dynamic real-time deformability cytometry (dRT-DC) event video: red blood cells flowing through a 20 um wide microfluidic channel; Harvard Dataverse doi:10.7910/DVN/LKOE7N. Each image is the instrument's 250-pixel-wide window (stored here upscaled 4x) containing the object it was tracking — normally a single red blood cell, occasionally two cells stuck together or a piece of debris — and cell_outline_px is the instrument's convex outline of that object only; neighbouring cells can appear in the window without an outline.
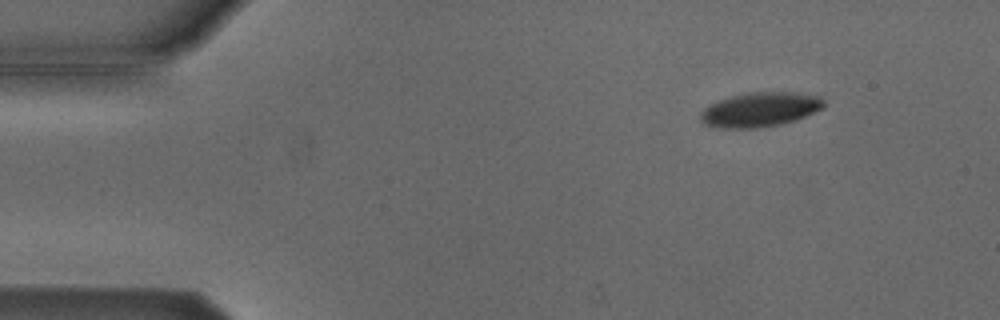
{"species": "Egyptian fruit bat (a non-hibernating species)", "species_latin": "Rousettus aegyptiacus", "temperature_condition": "cold", "stored_images_in_passage": 5, "camera_frame_rate_fps": 3000, "um_per_image_px": 0.085, "animal": {"sex": "male"}, "frame": {"image": 1, "passage_image": 2, "time_ms": 1.0, "image_size_px": [1000, 320], "cell_outline_px": [[824, 108], [796, 120], [780, 124], [756, 128], [720, 128], [704, 124], [700, 120], [700, 112], [704, 108], [720, 100], [732, 96], [748, 92], [796, 92], [820, 96], [824, 100]], "centroid_in_image_um": [64.63, 9.31], "position_along_channel_um": 20.4, "area_um2": 24.8}}
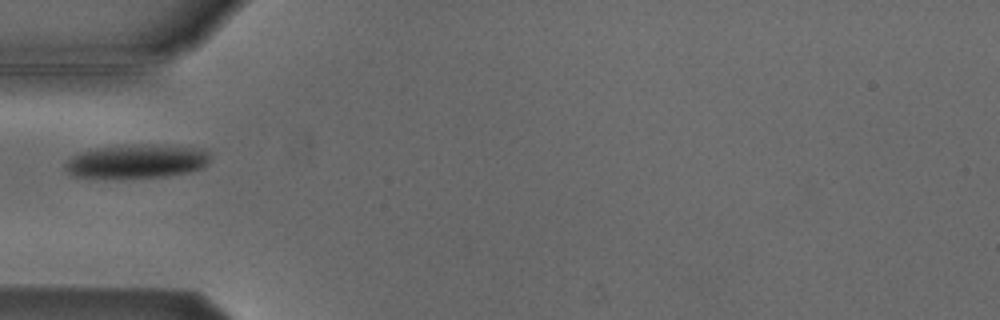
{"frame": {"image": 2, "passage_image": 5, "time_ms": 4.667, "image_size_px": [1000, 320], "cell_outline_px": [[212, 156], [204, 168], [188, 172], [164, 176], [120, 180], [76, 176], [68, 172], [64, 168], [64, 164], [72, 156], [80, 152], [96, 148], [128, 144], [156, 144], [204, 148]], "centroid_in_image_um": [11.64, 13.72], "position_along_channel_um": 73.4, "area_um2": 29.54}}